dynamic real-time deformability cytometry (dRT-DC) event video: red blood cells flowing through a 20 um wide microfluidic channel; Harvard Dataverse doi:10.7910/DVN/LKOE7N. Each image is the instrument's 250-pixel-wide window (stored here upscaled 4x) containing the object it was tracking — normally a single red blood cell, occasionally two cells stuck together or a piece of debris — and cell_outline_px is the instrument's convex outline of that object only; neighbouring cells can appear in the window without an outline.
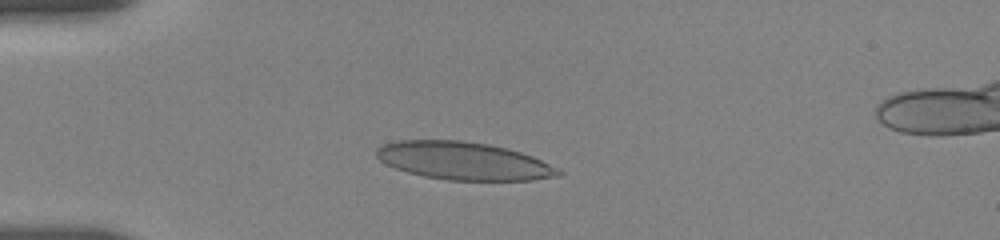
{"species": "human", "species_latin": "Homo sapiens", "temperature_condition": "room temperature", "stored_images_in_passage": 22, "camera_frame_rate_fps": 3000, "um_per_image_px": 0.085, "donor": {"sex": "female"}, "frame": {"image": 1, "passage_image": 1, "time_ms": 0.0, "image_size_px": [1000, 240], "cell_outline_px": [[564, 176], [532, 180], [448, 180], [424, 176], [408, 172], [396, 168], [380, 160], [376, 156], [376, 148], [384, 144], [400, 140], [460, 140], [488, 144], [508, 148], [532, 156], [564, 172]], "centroid_in_image_um": [39.43, 13.68], "position_along_channel_um": 45.6, "area_um2": 40.0}}
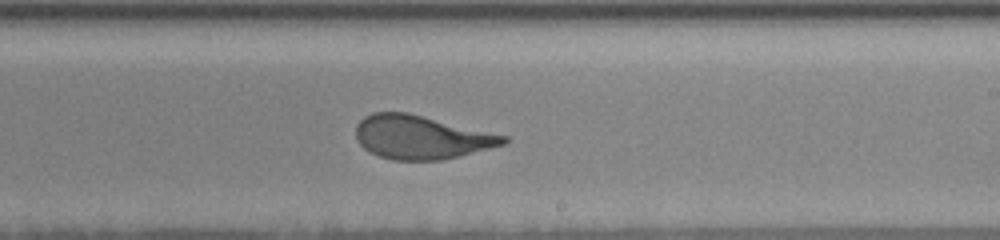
{"frame": {"image": 2, "passage_image": 12, "time_ms": 6.333, "image_size_px": [1000, 240], "cell_outline_px": [[508, 140], [504, 144], [460, 156], [440, 160], [392, 160], [368, 152], [360, 144], [356, 136], [356, 124], [364, 116], [372, 112], [408, 112], [508, 136]], "centroid_in_image_um": [35.77, 11.66], "position_along_channel_um": 253.2, "area_um2": 37.51}}
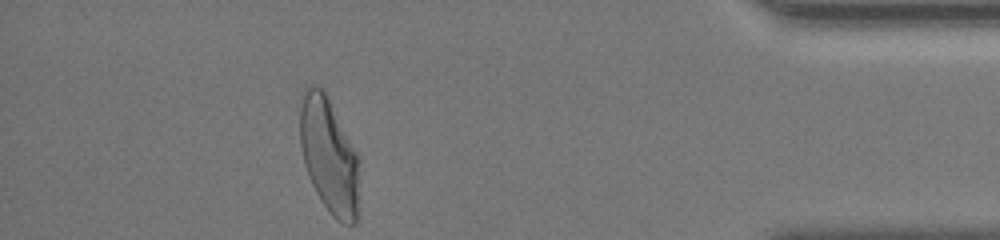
{"frame": {"image": 3, "passage_image": 22, "time_ms": 11.667, "image_size_px": [1000, 240], "cell_outline_px": [[356, 224], [344, 224], [336, 220], [332, 216], [320, 200], [308, 176], [304, 164], [300, 144], [300, 108], [304, 88], [312, 84], [316, 84], [324, 88], [356, 152]], "centroid_in_image_um": [27.9, 13.16], "position_along_channel_um": 407.3, "area_um2": 39.3}, "authors_computed_cell_mechanics": {"area_um2": 38.6393, "velocity_mm_per_s": 3.6598, "shape_relaxation_time_tau1_ms": 5.1615, "shape_relaxation_time_tau2_ms": null, "deformation_change_tau1": 0.1983, "deformation_change_tau2": null}}